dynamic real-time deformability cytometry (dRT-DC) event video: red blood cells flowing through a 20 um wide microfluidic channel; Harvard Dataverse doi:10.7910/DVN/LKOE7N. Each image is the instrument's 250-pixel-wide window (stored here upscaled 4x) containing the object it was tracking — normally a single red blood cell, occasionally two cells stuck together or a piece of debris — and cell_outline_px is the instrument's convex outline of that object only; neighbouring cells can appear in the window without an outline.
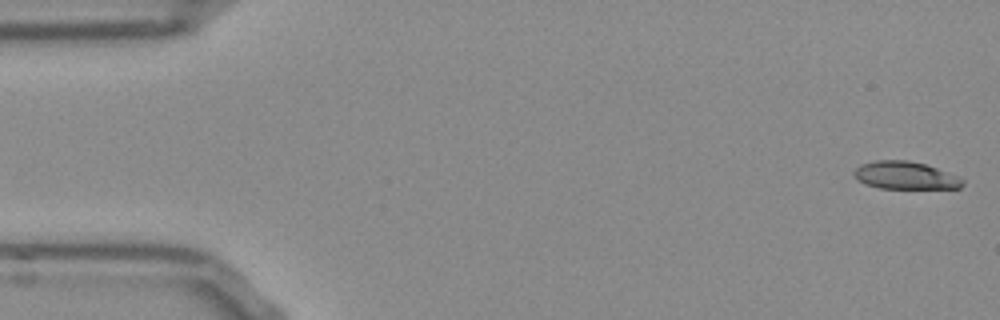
{"species": "Egyptian fruit bat (a non-hibernating species)", "species_latin": "Rousettus aegyptiacus", "temperature_condition": "room temperature", "stored_images_in_passage": 52, "camera_frame_rate_fps": 3000, "um_per_image_px": 0.085, "frame": {"image": 1, "passage_image": 1, "time_ms": 0.0, "image_size_px": [1000, 320], "cell_outline_px": [[964, 184], [960, 188], [880, 188], [864, 184], [856, 180], [852, 172], [860, 164], [876, 160], [908, 160], [924, 164], [960, 176], [964, 180]], "centroid_in_image_um": [76.93, 14.91], "position_along_channel_um": 8.1, "area_um2": 17.63}}
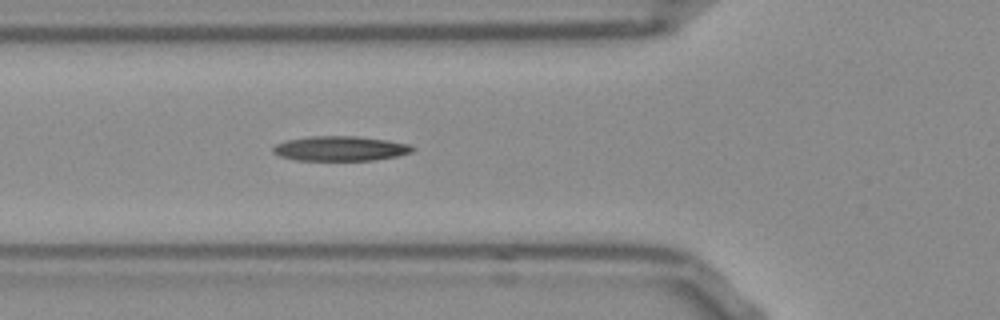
{"frame": {"image": 2, "passage_image": 18, "time_ms": 5.667, "image_size_px": [1000, 320], "cell_outline_px": [[416, 148], [412, 152], [396, 156], [372, 160], [296, 160], [280, 156], [272, 152], [272, 148], [276, 144], [288, 140], [312, 136], [356, 136], [388, 140], [408, 144]], "centroid_in_image_um": [28.93, 12.62], "position_along_channel_um": 96.9, "area_um2": 20.0}}
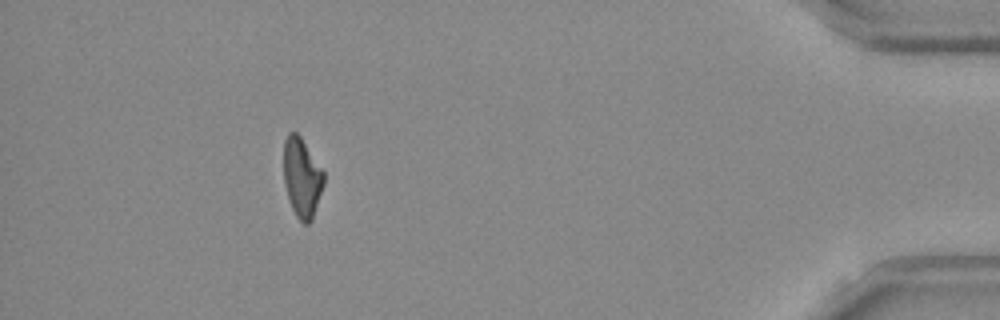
{"frame": {"image": 3, "passage_image": 47, "time_ms": 15.333, "image_size_px": [1000, 320], "cell_outline_px": [[324, 184], [312, 220], [308, 224], [304, 224], [296, 216], [292, 208], [288, 196], [284, 180], [284, 140], [288, 132], [296, 132], [300, 136], [324, 172]], "centroid_in_image_um": [25.66, 15.09], "position_along_channel_um": 409.5, "area_um2": 18.38}}